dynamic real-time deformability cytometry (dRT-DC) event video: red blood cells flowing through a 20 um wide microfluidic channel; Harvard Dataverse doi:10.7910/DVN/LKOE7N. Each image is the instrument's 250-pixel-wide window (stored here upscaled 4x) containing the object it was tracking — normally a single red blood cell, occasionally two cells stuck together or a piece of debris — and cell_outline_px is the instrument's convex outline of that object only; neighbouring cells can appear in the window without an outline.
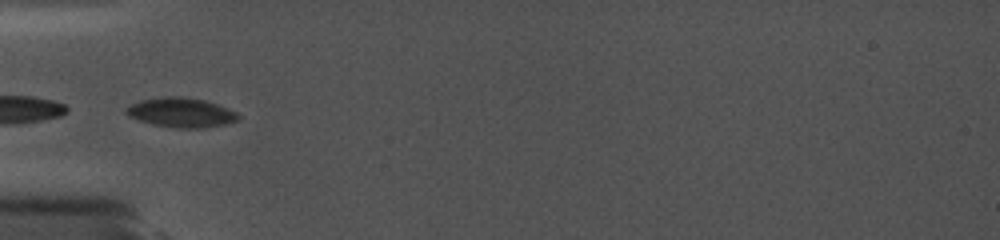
{"species": "common noctule bat (a hibernating species)", "species_latin": "Nyctalus noctula", "temperature_condition": "cold", "stored_images_in_passage": 7, "camera_frame_rate_fps": 5000, "um_per_image_px": 0.085, "animal": {"sex": "female", "body_mass_g": 19.0, "forearm_length_mm": 56.7}, "frame": {"image": 1, "passage_image": 1, "time_ms": 0.0, "image_size_px": [1000, 240], "cell_outline_px": [[240, 120], [228, 124], [200, 128], [176, 128], [152, 124], [128, 116], [124, 112], [124, 108], [128, 104], [140, 100], [164, 96], [180, 96], [204, 100], [228, 108], [236, 112], [240, 116]], "centroid_in_image_um": [15.37, 9.56], "position_along_channel_um": 69.6, "area_um2": 19.54}}
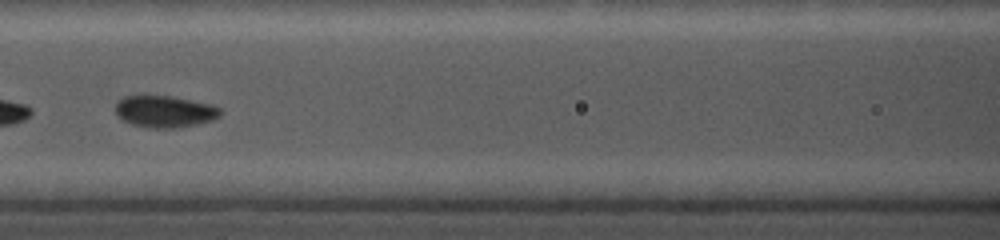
{"frame": {"image": 2, "passage_image": 5, "time_ms": 2.2, "image_size_px": [1000, 240], "cell_outline_px": [[224, 112], [220, 116], [212, 120], [172, 128], [148, 128], [132, 124], [124, 120], [116, 112], [116, 104], [124, 96], [168, 96], [212, 104], [220, 108]], "centroid_in_image_um": [14.03, 9.48], "position_along_channel_um": 152.6, "area_um2": 19.07}}